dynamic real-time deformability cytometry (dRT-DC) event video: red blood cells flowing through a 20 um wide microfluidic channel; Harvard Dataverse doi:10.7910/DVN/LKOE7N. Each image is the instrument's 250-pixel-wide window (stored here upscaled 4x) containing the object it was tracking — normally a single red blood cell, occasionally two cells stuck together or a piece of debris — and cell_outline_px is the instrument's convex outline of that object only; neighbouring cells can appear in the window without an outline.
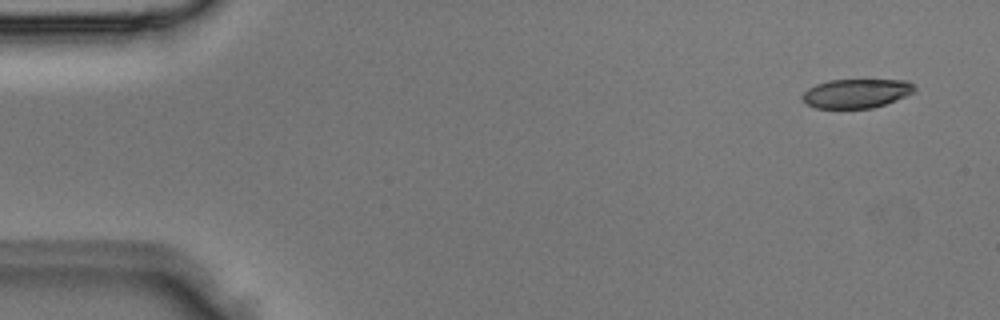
{"species": "Egyptian fruit bat (a non-hibernating species)", "species_latin": "Rousettus aegyptiacus", "temperature_condition": "room temperature", "stored_images_in_passage": 3, "camera_frame_rate_fps": 3000, "um_per_image_px": 0.085, "animal": {"sex": "male"}, "frame": {"image": 1, "passage_image": 1, "time_ms": 0.0, "image_size_px": [1000, 320], "cell_outline_px": [[916, 92], [884, 104], [872, 108], [816, 108], [804, 104], [800, 96], [808, 88], [816, 84], [828, 80], [908, 80], [916, 88]], "centroid_in_image_um": [72.76, 7.94], "position_along_channel_um": 12.2, "area_um2": 19.13}}